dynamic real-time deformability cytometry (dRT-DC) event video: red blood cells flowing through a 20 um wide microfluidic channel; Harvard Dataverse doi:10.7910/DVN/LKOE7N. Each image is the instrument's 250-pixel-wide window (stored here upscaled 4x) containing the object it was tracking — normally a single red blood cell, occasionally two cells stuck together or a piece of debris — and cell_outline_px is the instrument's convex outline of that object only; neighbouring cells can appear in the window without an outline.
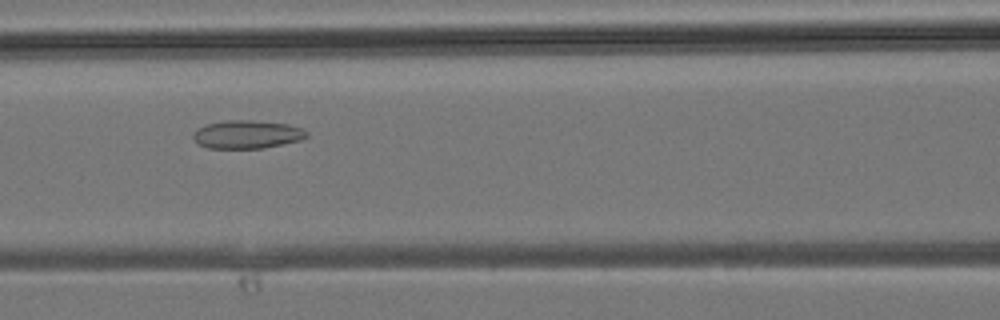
{"species": "common noctule bat (a hibernating species)", "species_latin": "Nyctalus noctula", "temperature_condition": "room temperature", "stored_images_in_passage": 24, "camera_frame_rate_fps": 3000, "um_per_image_px": 0.085, "animal": {"sex": "male", "body_mass_g": 19.2, "forearm_length_mm": 51.8}, "frame": {"image": 1, "passage_image": 7, "time_ms": 2.0, "image_size_px": [1000, 320], "cell_outline_px": [[308, 136], [300, 140], [264, 148], [208, 148], [196, 144], [192, 136], [192, 132], [196, 128], [208, 124], [224, 120], [248, 120], [288, 124], [300, 128], [308, 132]], "centroid_in_image_um": [20.94, 11.43], "position_along_channel_um": 145.7, "area_um2": 18.73}}
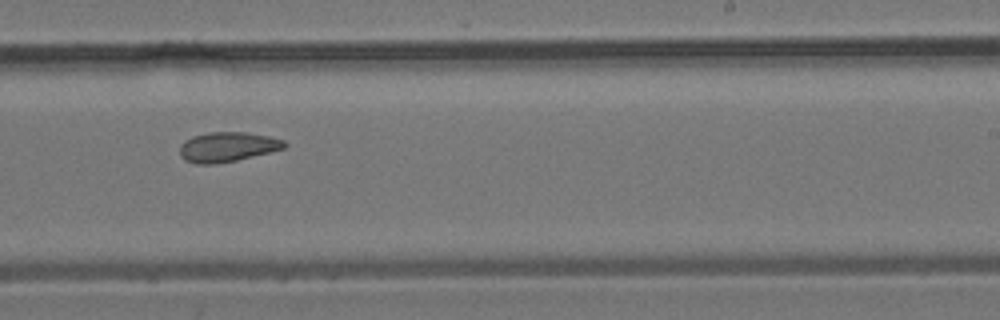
{"frame": {"image": 2, "passage_image": 14, "time_ms": 4.333, "image_size_px": [1000, 320], "cell_outline_px": [[288, 144], [284, 148], [236, 160], [216, 164], [196, 164], [184, 160], [180, 156], [180, 144], [184, 140], [192, 136], [208, 132], [244, 132], [268, 136], [284, 140]], "centroid_in_image_um": [19.28, 12.48], "position_along_channel_um": 269.7, "area_um2": 18.15}}
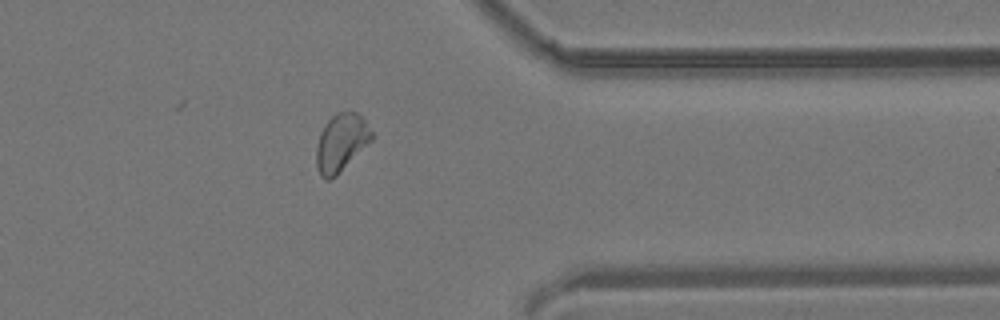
{"frame": {"image": 3, "passage_image": 21, "time_ms": 6.667, "image_size_px": [1000, 320], "cell_outline_px": [[372, 140], [336, 176], [328, 180], [324, 180], [320, 176], [316, 168], [316, 148], [320, 132], [324, 124], [336, 112], [356, 112], [364, 120], [372, 132]], "centroid_in_image_um": [28.96, 12.14], "position_along_channel_um": 382.4, "area_um2": 18.55}}